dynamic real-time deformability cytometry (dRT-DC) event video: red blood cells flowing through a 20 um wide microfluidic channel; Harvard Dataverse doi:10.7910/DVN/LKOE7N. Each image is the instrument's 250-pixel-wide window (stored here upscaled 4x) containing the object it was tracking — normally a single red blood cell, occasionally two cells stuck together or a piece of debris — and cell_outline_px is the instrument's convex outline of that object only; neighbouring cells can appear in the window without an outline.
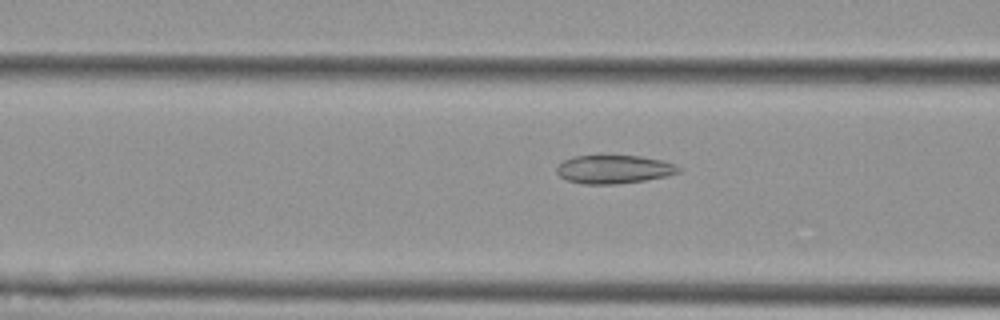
{"species": "Egyptian fruit bat (a non-hibernating species)", "species_latin": "Rousettus aegyptiacus", "temperature_condition": "cold", "stored_images_in_passage": 51, "camera_frame_rate_fps": 3000, "um_per_image_px": 0.085, "animal": {"sex": "female"}, "frame": {"image": 1, "passage_image": 17, "time_ms": 5.333, "image_size_px": [1000, 320], "cell_outline_px": [[680, 172], [668, 176], [644, 180], [616, 184], [584, 184], [568, 180], [560, 176], [556, 172], [556, 168], [564, 160], [572, 156], [600, 152], [640, 156], [660, 160], [676, 164], [680, 168]], "centroid_in_image_um": [52.15, 14.33], "position_along_channel_um": 114.4, "area_um2": 21.04}}
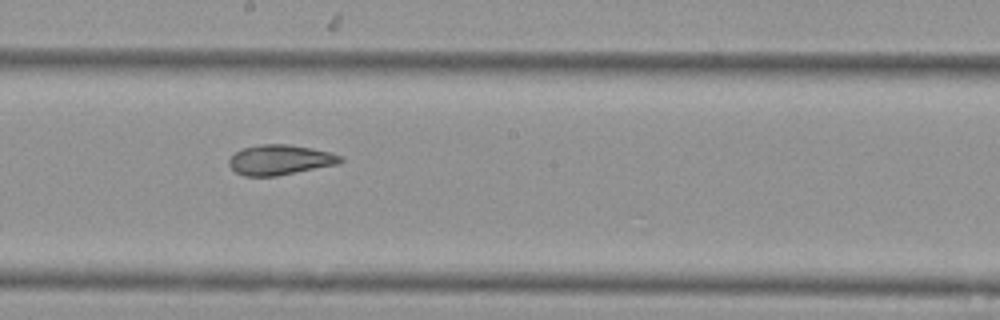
{"frame": {"image": 2, "passage_image": 26, "time_ms": 8.333, "image_size_px": [1000, 320], "cell_outline_px": [[344, 160], [340, 164], [276, 176], [244, 176], [236, 172], [228, 164], [228, 160], [236, 152], [244, 148], [260, 144], [288, 144], [312, 148], [332, 152], [344, 156]], "centroid_in_image_um": [23.86, 13.58], "position_along_channel_um": 224.3, "area_um2": 19.71}}
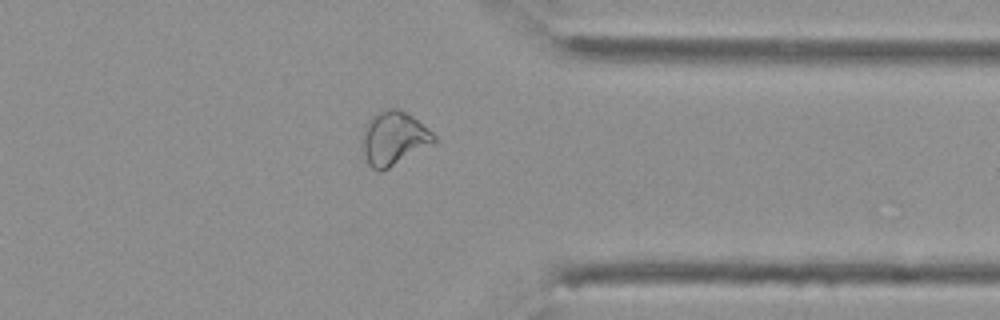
{"frame": {"image": 3, "passage_image": 39, "time_ms": 12.667, "image_size_px": [1000, 320], "cell_outline_px": [[436, 140], [432, 144], [388, 168], [380, 172], [372, 168], [368, 164], [360, 140], [364, 128], [368, 120], [376, 112], [388, 108], [396, 108], [412, 116], [432, 132], [436, 136]], "centroid_in_image_um": [33.43, 11.75], "position_along_channel_um": 378.0, "area_um2": 22.25}, "authors_computed_cell_mechanics": {"area_um2": 23.0622, "velocity_mm_per_s": 3.6796, "shape_relaxation_time_tau1_ms": null, "shape_relaxation_time_tau2_ms": 1.9799, "deformation_change_tau1": null, "deformation_change_tau2": 0.0729}}